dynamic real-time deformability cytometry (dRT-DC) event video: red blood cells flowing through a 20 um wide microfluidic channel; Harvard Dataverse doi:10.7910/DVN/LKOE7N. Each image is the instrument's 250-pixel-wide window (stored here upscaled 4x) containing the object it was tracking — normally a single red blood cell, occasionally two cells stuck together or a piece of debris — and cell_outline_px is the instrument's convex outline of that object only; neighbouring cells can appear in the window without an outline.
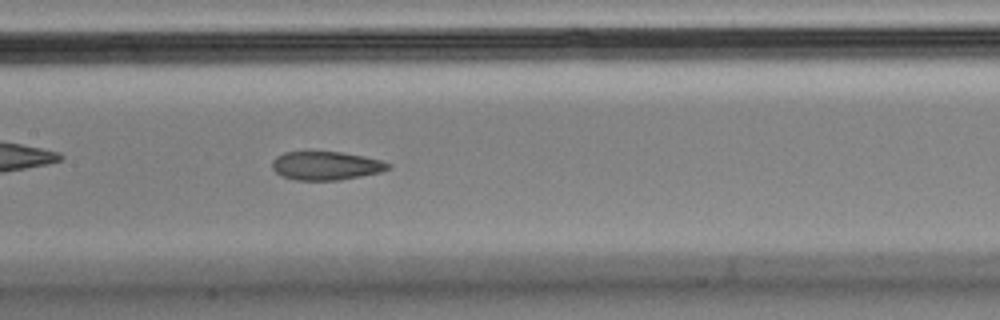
{"species": "Egyptian fruit bat (a non-hibernating species)", "species_latin": "Rousettus aegyptiacus", "temperature_condition": "cold", "stored_images_in_passage": 41, "camera_frame_rate_fps": 3000, "um_per_image_px": 0.085, "animal": {"sex": "male"}, "frame": {"image": 1, "passage_image": 12, "time_ms": 3.667, "image_size_px": [1000, 320], "cell_outline_px": [[392, 164], [388, 168], [380, 172], [340, 180], [296, 180], [284, 176], [276, 172], [272, 168], [272, 160], [276, 156], [284, 152], [340, 152], [364, 156], [380, 160]], "centroid_in_image_um": [27.69, 14.08], "position_along_channel_um": 179.7, "area_um2": 19.13}, "authors_computed_cell_mechanics": {"area_um2": 20.9236, "velocity_mm_per_s": 3.5733, "shape_relaxation_time_tau1_ms": null, "shape_relaxation_time_tau2_ms": 1.4126, "deformation_change_tau1": null, "deformation_change_tau2": 0.0792}}